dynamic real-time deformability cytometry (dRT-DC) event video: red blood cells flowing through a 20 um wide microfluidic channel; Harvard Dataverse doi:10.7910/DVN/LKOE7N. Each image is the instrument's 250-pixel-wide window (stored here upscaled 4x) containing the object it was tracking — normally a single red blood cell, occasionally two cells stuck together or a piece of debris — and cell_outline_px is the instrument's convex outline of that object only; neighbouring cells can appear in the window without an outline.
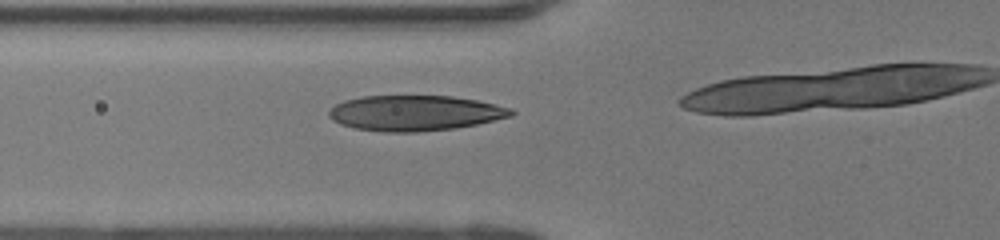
{"species": "human", "species_latin": "Homo sapiens", "temperature_condition": "room temperature", "stored_images_in_passage": 18, "camera_frame_rate_fps": 3000, "um_per_image_px": 0.085, "donor": {"sex": "female"}, "frame": {"image": 1, "passage_image": 14, "time_ms": 4.333, "image_size_px": [1000, 240], "cell_outline_px": [[516, 112], [512, 116], [476, 124], [456, 128], [416, 132], [384, 132], [356, 128], [340, 124], [332, 120], [328, 116], [328, 112], [336, 104], [344, 100], [364, 96], [452, 96], [476, 100], [496, 104], [512, 108]], "centroid_in_image_um": [35.28, 9.61], "position_along_channel_um": 90.5, "area_um2": 37.63}}
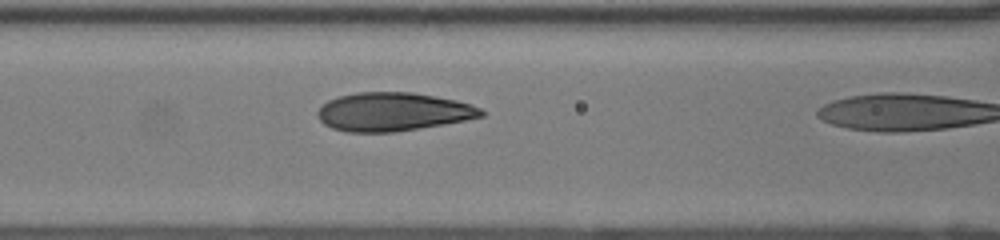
{"frame": {"image": 2, "passage_image": 17, "time_ms": 5.333, "image_size_px": [1000, 240], "cell_outline_px": [[484, 116], [444, 124], [420, 128], [392, 132], [348, 132], [332, 128], [324, 124], [320, 120], [316, 112], [328, 100], [340, 96], [356, 92], [412, 92], [456, 100], [472, 104], [480, 108], [484, 112]], "centroid_in_image_um": [33.4, 9.5], "position_along_channel_um": 133.2, "area_um2": 36.59}}